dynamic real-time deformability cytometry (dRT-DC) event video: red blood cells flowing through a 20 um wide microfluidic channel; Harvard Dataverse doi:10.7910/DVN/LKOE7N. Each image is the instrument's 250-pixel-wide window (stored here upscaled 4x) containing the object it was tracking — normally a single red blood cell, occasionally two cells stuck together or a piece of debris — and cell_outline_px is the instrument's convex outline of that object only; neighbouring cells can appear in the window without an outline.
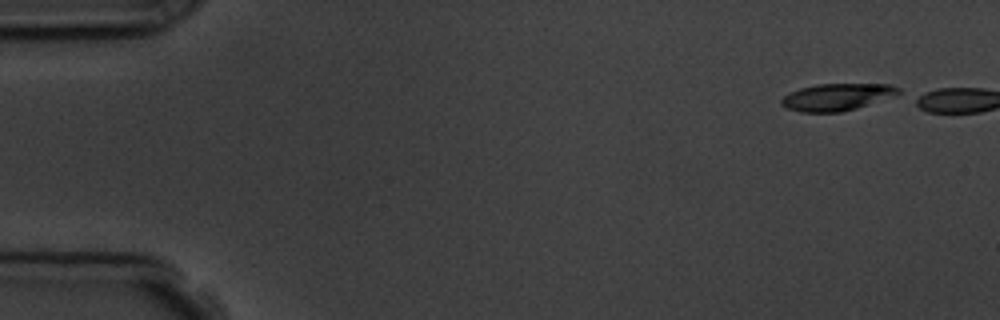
{"species": "common noctule bat (a hibernating species)", "species_latin": "Nyctalus noctula", "temperature_condition": "room temperature", "stored_images_in_passage": 2, "camera_frame_rate_fps": 3000, "um_per_image_px": 0.085, "animal": {"sex": "male", "body_mass_g": 19.5, "forearm_length_mm": 54.6}, "frame": {"image": 1, "passage_image": 1, "time_ms": 0.0, "image_size_px": [1000, 320], "cell_outline_px": [[900, 92], [896, 96], [856, 108], [840, 112], [800, 112], [788, 108], [780, 104], [780, 100], [784, 96], [800, 88], [816, 84], [892, 84], [900, 88]], "centroid_in_image_um": [71.17, 8.24], "position_along_channel_um": 13.8, "area_um2": 18.44}}